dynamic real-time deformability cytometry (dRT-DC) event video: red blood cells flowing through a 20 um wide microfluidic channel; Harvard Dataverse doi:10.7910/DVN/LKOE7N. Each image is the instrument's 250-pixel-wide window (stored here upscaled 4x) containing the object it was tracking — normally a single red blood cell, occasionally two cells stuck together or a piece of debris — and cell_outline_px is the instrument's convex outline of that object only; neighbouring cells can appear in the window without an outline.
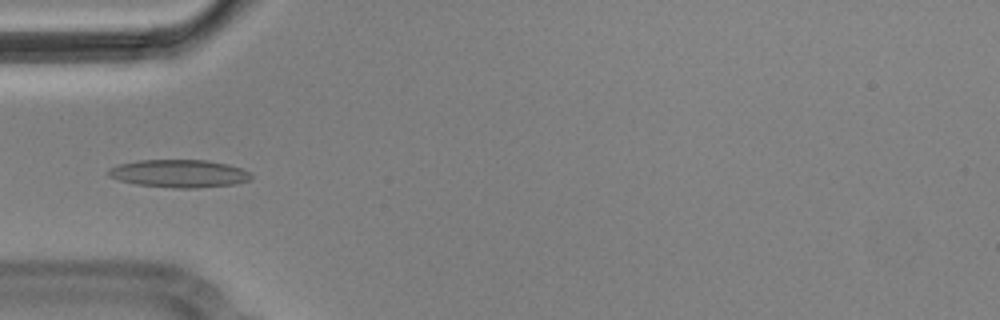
{"species": "Egyptian fruit bat (a non-hibernating species)", "species_latin": "Rousettus aegyptiacus", "temperature_condition": "cold", "stored_images_in_passage": 6, "camera_frame_rate_fps": 3000, "um_per_image_px": 0.085, "animal": {"sex": "male"}, "frame": {"image": 1, "passage_image": 5, "time_ms": 1.333, "image_size_px": [1000, 320], "cell_outline_px": [[252, 180], [236, 184], [196, 188], [176, 188], [136, 184], [120, 180], [108, 176], [108, 168], [120, 164], [140, 160], [204, 160], [228, 164], [240, 168], [248, 172], [252, 176]], "centroid_in_image_um": [15.24, 14.75], "position_along_channel_um": 69.8, "area_um2": 23.06}}